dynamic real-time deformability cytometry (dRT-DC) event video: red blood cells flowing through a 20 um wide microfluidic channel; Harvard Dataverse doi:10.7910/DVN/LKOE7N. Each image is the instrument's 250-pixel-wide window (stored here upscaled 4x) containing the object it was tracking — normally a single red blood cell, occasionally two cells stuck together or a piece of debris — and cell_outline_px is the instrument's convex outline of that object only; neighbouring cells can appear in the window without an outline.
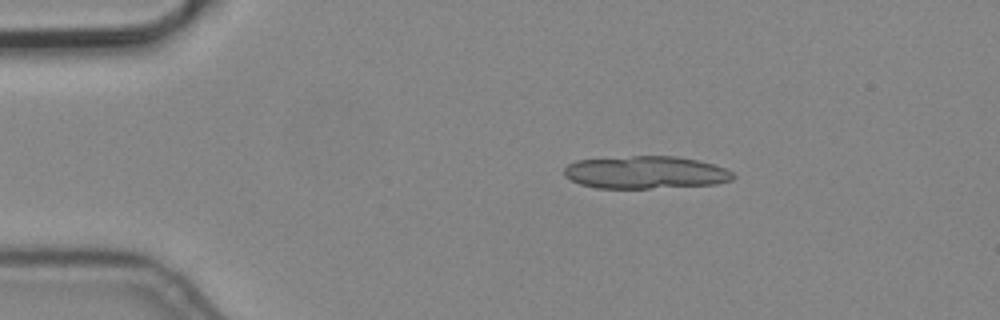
{"species": "common noctule bat (a hibernating species)", "species_latin": "Nyctalus noctula", "temperature_condition": "cold", "stored_images_in_passage": 4, "camera_frame_rate_fps": 3000, "um_per_image_px": 0.085, "animal": {"sex": "male", "body_mass_g": 19.2, "forearm_length_mm": 51.8}, "frame": {"image": 1, "passage_image": 2, "time_ms": 0.333, "image_size_px": [1000, 320], "cell_outline_px": [[736, 176], [732, 180], [716, 184], [652, 188], [596, 188], [580, 184], [564, 176], [564, 168], [568, 164], [576, 160], [632, 156], [676, 156], [696, 160], [712, 164], [724, 168], [732, 172]], "centroid_in_image_um": [54.86, 14.65], "position_along_channel_um": 30.1, "area_um2": 32.08}}